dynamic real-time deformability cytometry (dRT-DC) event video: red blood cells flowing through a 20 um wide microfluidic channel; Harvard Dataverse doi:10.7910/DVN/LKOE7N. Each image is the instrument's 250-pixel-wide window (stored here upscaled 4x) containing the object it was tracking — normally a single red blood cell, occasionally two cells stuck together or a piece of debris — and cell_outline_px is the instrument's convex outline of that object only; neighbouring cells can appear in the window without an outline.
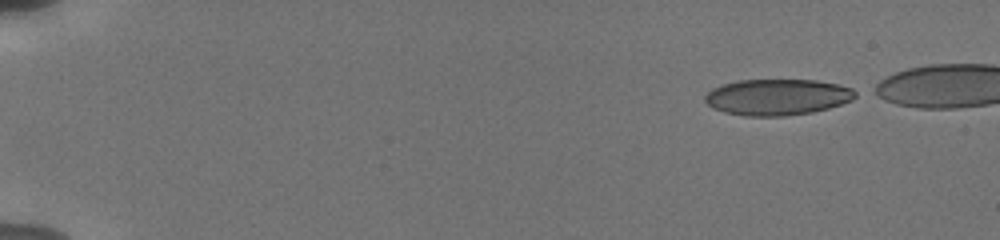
{"species": "human", "species_latin": "Homo sapiens", "temperature_condition": "cold", "stored_images_in_passage": 51, "camera_frame_rate_fps": 3000, "um_per_image_px": 0.085, "donor": {"sex": "male"}, "frame": {"image": 1, "passage_image": 1, "time_ms": 0.0, "image_size_px": [1000, 240], "cell_outline_px": [[860, 96], [852, 100], [828, 108], [812, 112], [784, 116], [744, 116], [724, 112], [712, 108], [704, 100], [704, 96], [712, 88], [736, 80], [816, 80], [840, 84], [852, 88], [860, 92]], "centroid_in_image_um": [66.11, 8.25], "position_along_channel_um": 18.9, "area_um2": 32.02}}
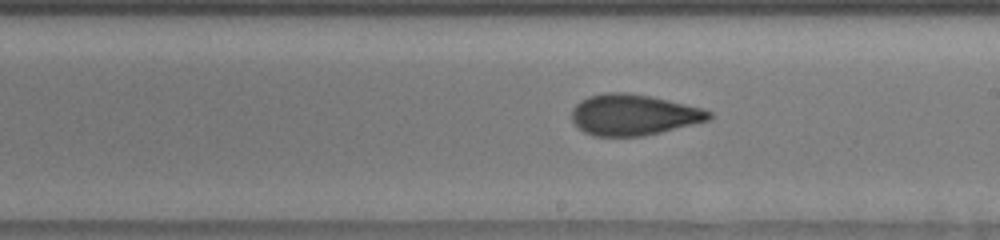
{"frame": {"image": 2, "passage_image": 29, "time_ms": 9.333, "image_size_px": [1000, 240], "cell_outline_px": [[712, 116], [708, 120], [660, 132], [640, 136], [596, 136], [584, 132], [572, 120], [572, 108], [580, 100], [588, 96], [604, 92], [628, 92], [652, 96], [700, 108], [712, 112]], "centroid_in_image_um": [53.8, 9.74], "position_along_channel_um": 235.2, "area_um2": 32.54}}
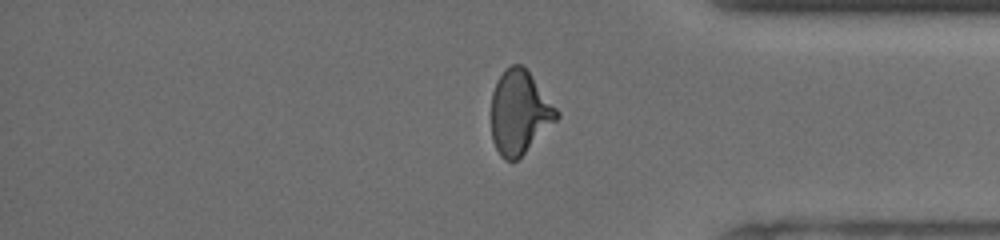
{"frame": {"image": 3, "passage_image": 45, "time_ms": 13.667, "image_size_px": [1000, 240], "cell_outline_px": [[560, 116], [516, 160], [504, 160], [500, 156], [492, 140], [492, 92], [496, 80], [504, 68], [512, 64], [520, 64], [528, 72], [560, 112]], "centroid_in_image_um": [44.13, 9.53], "position_along_channel_um": 391.1, "area_um2": 31.39}}